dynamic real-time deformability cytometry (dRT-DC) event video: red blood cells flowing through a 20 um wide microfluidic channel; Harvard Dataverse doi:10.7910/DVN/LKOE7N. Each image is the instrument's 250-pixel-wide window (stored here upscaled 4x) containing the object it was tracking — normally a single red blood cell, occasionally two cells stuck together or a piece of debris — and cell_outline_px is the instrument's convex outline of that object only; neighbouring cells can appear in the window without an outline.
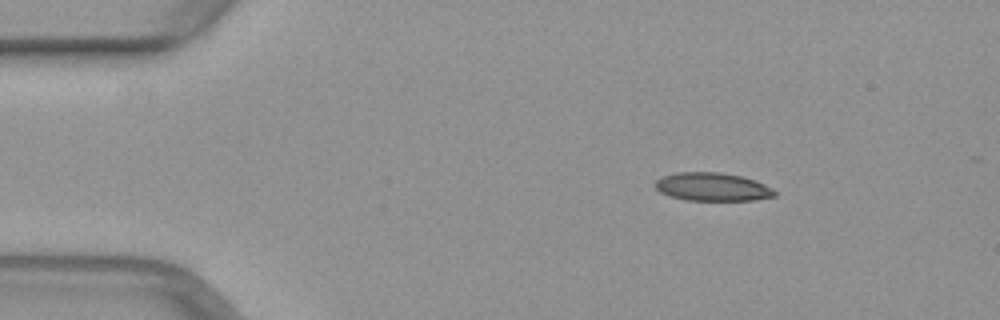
{"species": "common noctule bat (a hibernating species)", "species_latin": "Nyctalus noctula", "temperature_condition": "warm", "stored_images_in_passage": 37, "camera_frame_rate_fps": 3000, "um_per_image_px": 0.085, "animal": {"sex": "female", "body_mass_g": 29.2, "forearm_length_mm": 56.3}, "frame": {"image": 1, "passage_image": 1, "time_ms": 0.0, "image_size_px": [1000, 320], "cell_outline_px": [[776, 196], [752, 200], [684, 200], [668, 196], [660, 192], [652, 184], [656, 180], [664, 176], [676, 172], [720, 172], [740, 176], [756, 180], [772, 188], [776, 192]], "centroid_in_image_um": [60.52, 15.88], "position_along_channel_um": 24.5, "area_um2": 19.77}}
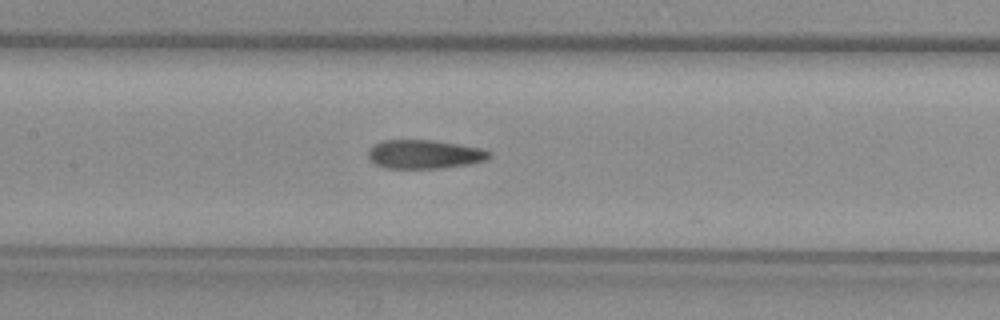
{"frame": {"image": 2, "passage_image": 17, "time_ms": 5.333, "image_size_px": [1000, 320], "cell_outline_px": [[492, 156], [484, 160], [468, 164], [440, 168], [384, 168], [376, 164], [368, 156], [368, 152], [376, 144], [384, 140], [432, 140], [480, 148], [492, 152]], "centroid_in_image_um": [36.09, 13.11], "position_along_channel_um": 171.3, "area_um2": 20.0}}
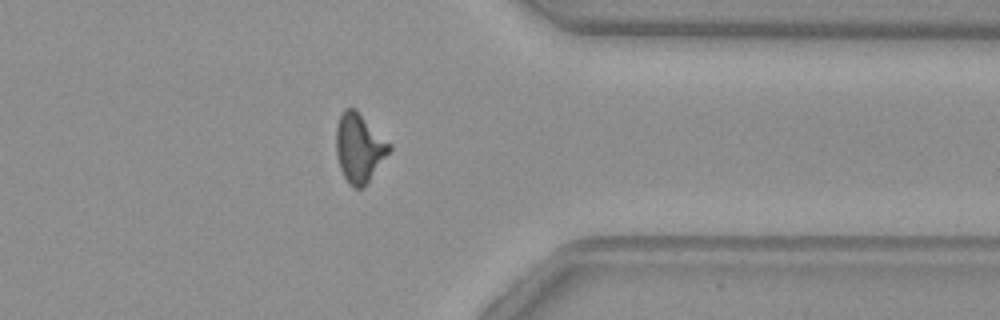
{"frame": {"image": 3, "passage_image": 33, "time_ms": 10.667, "image_size_px": [1000, 320], "cell_outline_px": [[392, 148], [364, 188], [352, 188], [344, 176], [340, 168], [336, 152], [336, 128], [340, 116], [344, 108], [356, 108], [392, 144]], "centroid_in_image_um": [30.55, 12.55], "position_along_channel_um": 380.9, "area_um2": 21.5}}